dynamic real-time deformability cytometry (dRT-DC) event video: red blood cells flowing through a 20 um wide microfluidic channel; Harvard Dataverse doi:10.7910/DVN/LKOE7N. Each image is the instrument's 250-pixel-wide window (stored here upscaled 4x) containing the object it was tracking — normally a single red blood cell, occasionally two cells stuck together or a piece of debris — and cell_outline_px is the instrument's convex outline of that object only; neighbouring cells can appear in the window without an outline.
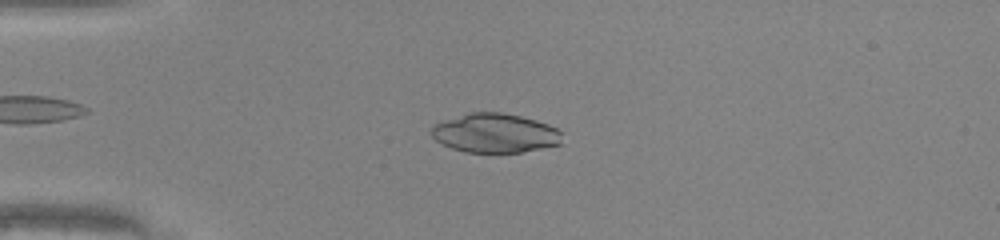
{"species": "common noctule bat (a hibernating species)", "species_latin": "Nyctalus noctula", "temperature_condition": "warm", "stored_images_in_passage": 44, "camera_frame_rate_fps": 3000, "um_per_image_px": 0.085, "animal": {"sex": "male", "body_mass_g": 20.0, "forearm_length_mm": 53.3}, "frame": {"image": 1, "passage_image": 12, "time_ms": 3.667, "image_size_px": [1000, 240], "cell_outline_px": [[560, 144], [520, 152], [464, 152], [452, 148], [436, 140], [432, 136], [432, 128], [436, 124], [444, 120], [468, 112], [500, 112], [520, 116], [536, 120], [548, 124], [556, 128], [560, 132]], "centroid_in_image_um": [42.06, 11.3], "position_along_channel_um": 42.9, "area_um2": 29.48}}